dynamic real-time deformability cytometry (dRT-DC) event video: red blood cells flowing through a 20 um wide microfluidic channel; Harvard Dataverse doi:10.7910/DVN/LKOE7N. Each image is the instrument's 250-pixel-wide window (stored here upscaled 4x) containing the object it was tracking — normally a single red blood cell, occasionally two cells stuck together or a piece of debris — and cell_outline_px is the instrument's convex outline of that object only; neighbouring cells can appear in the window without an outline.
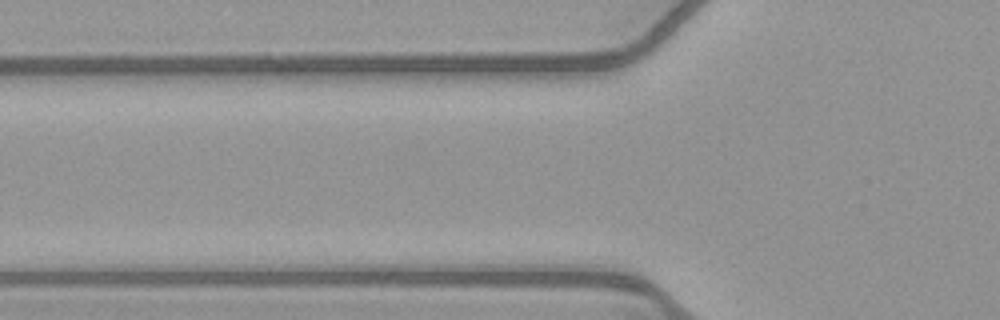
{"species": "common noctule bat (a hibernating species)", "species_latin": "Nyctalus noctula", "temperature_condition": "warm", "stored_images_in_passage": 2, "camera_frame_rate_fps": 3000, "um_per_image_px": 0.085, "animal": {"sex": "female", "body_mass_g": 21.9}, "frame": {"image": 1, "passage_image": 2, "time_ms": 0.333, "image_size_px": [1000, 320], "cell_outline_px": [[632, 44], [624, 52], [616, 56], [440, 68], [424, 60], [424, 56], [452, 52]], "centroid_in_image_um": [44.42, 4.72], "position_along_channel_um": 81.4, "area_um2": 18.79}}